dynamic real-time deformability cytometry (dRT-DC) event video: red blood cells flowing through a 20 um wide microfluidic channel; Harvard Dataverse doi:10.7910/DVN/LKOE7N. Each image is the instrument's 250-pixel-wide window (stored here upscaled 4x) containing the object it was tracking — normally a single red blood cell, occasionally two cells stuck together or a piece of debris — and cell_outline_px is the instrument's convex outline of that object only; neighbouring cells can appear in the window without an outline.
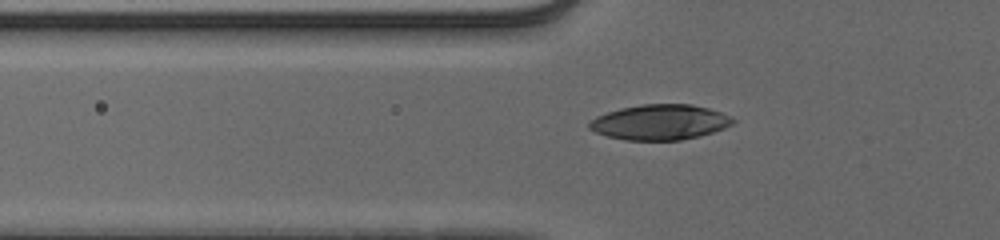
{"species": "human", "species_latin": "Homo sapiens", "temperature_condition": "cold", "stored_images_in_passage": 39, "camera_frame_rate_fps": 3000, "um_per_image_px": 0.085, "donor": {"sex": "male"}, "frame": {"image": 1, "passage_image": 5, "time_ms": 1.333, "image_size_px": [1000, 240], "cell_outline_px": [[736, 120], [732, 124], [724, 128], [700, 136], [680, 140], [624, 140], [608, 136], [596, 132], [588, 128], [588, 124], [596, 116], [620, 108], [640, 104], [692, 104], [708, 108], [720, 112]], "centroid_in_image_um": [56.08, 10.38], "position_along_channel_um": 69.7, "area_um2": 29.42}}
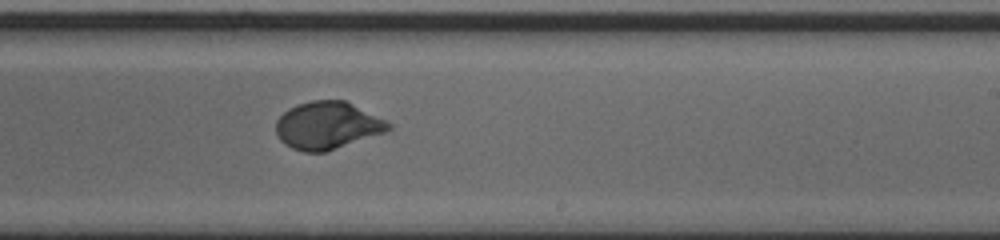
{"frame": {"image": 2, "passage_image": 20, "time_ms": 6.333, "image_size_px": [1000, 240], "cell_outline_px": [[392, 128], [384, 132], [324, 152], [304, 152], [292, 148], [284, 144], [280, 140], [276, 132], [276, 120], [288, 108], [296, 104], [312, 100], [344, 100], [392, 124]], "centroid_in_image_um": [27.77, 10.66], "position_along_channel_um": 261.2, "area_um2": 30.75}}
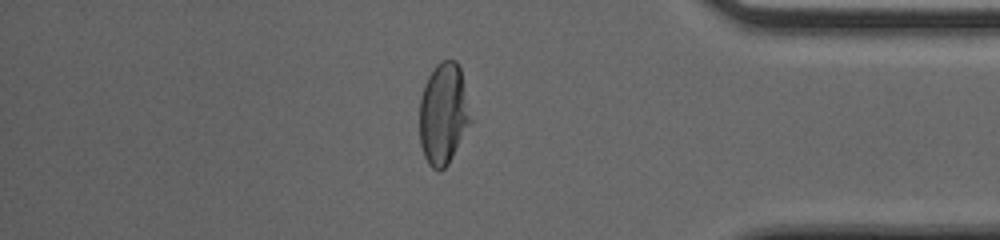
{"frame": {"image": 3, "passage_image": 32, "time_ms": 10.333, "image_size_px": [1000, 240], "cell_outline_px": [[472, 120], [448, 164], [440, 172], [436, 172], [428, 164], [424, 156], [420, 144], [420, 96], [424, 84], [428, 76], [436, 64], [444, 60], [456, 60], [460, 64]], "centroid_in_image_um": [37.68, 9.67], "position_along_channel_um": 397.5, "area_um2": 30.46}, "authors_computed_cell_mechanics": {"area_um2": 31.0964, "velocity_mm_per_s": 3.8785, "shape_relaxation_time_tau1_ms": 3.4108, "shape_relaxation_time_tau2_ms": null, "deformation_change_tau1": 0.1889, "deformation_change_tau2": null}}